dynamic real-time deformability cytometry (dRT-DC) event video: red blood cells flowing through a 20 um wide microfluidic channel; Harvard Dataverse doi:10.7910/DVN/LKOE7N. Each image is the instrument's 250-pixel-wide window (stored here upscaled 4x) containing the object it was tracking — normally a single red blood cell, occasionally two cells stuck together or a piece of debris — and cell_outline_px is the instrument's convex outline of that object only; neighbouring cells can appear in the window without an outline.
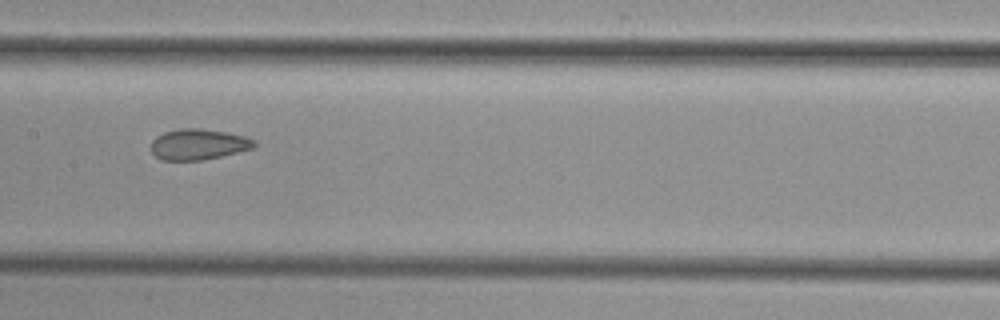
{"species": "common noctule bat (a hibernating species)", "species_latin": "Nyctalus noctula", "temperature_condition": "cold", "stored_images_in_passage": 8, "camera_frame_rate_fps": 3000, "um_per_image_px": 0.085, "animal": {"sex": "female", "body_mass_g": 29.2, "forearm_length_mm": 56.3}, "frame": {"image": 1, "passage_image": 5, "time_ms": 6.667, "image_size_px": [1000, 320], "cell_outline_px": [[256, 144], [252, 148], [220, 156], [200, 160], [160, 160], [152, 152], [152, 140], [156, 136], [164, 132], [180, 128], [200, 128], [228, 132], [244, 136], [256, 140]], "centroid_in_image_um": [16.85, 12.25], "position_along_channel_um": 190.6, "area_um2": 18.44}}
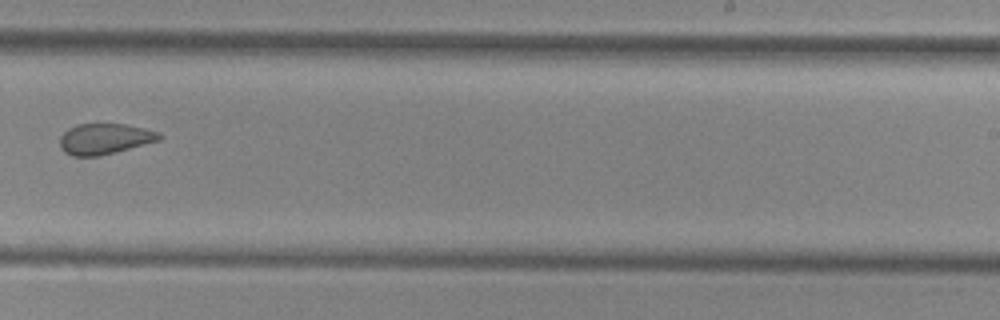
{"frame": {"image": 2, "passage_image": 7, "time_ms": 9.0, "image_size_px": [1000, 320], "cell_outline_px": [[164, 136], [160, 140], [116, 152], [100, 156], [72, 156], [64, 152], [60, 148], [60, 136], [68, 128], [76, 124], [124, 124], [144, 128], [160, 132]], "centroid_in_image_um": [8.9, 11.8], "position_along_channel_um": 280.1, "area_um2": 17.98}}
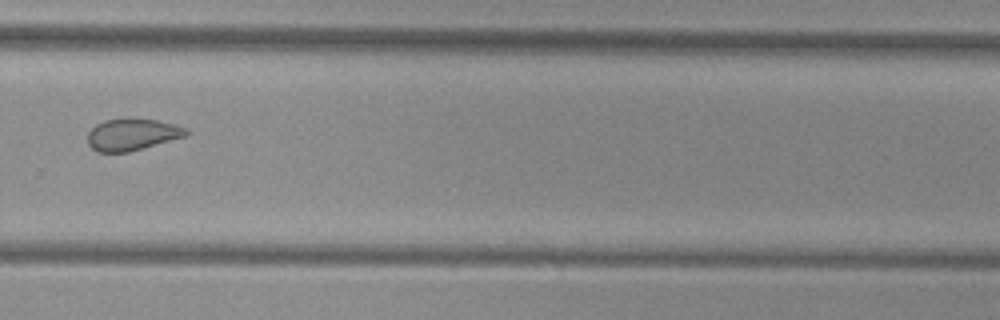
{"frame": {"image": 3, "passage_image": 8, "time_ms": 10.0, "image_size_px": [1000, 320], "cell_outline_px": [[192, 132], [188, 136], [128, 152], [96, 152], [88, 144], [88, 132], [96, 124], [104, 120], [128, 116], [156, 120], [176, 124], [188, 128]], "centroid_in_image_um": [11.28, 11.4], "position_along_channel_um": 318.5, "area_um2": 18.9}}